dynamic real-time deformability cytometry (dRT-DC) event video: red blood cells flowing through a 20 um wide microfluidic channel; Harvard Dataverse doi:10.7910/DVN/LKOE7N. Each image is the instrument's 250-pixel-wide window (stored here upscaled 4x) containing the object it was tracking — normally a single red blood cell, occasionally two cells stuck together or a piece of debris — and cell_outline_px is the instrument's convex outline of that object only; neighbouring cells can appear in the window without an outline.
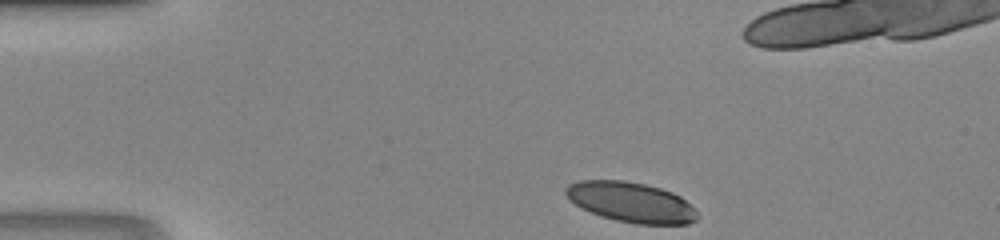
{"species": "human", "species_latin": "Homo sapiens", "temperature_condition": "room temperature", "stored_images_in_passage": 39, "camera_frame_rate_fps": 3000, "um_per_image_px": 0.085, "donor": {"sex": "male"}, "frame": {"image": 1, "passage_image": 1, "time_ms": 0.0, "image_size_px": [1000, 240], "cell_outline_px": [[700, 216], [696, 220], [688, 224], [636, 224], [616, 220], [600, 216], [568, 200], [564, 192], [564, 188], [568, 184], [580, 180], [624, 180], [644, 184], [660, 188], [672, 192], [680, 196]], "centroid_in_image_um": [53.61, 17.18], "position_along_channel_um": 31.4, "area_um2": 30.69}}
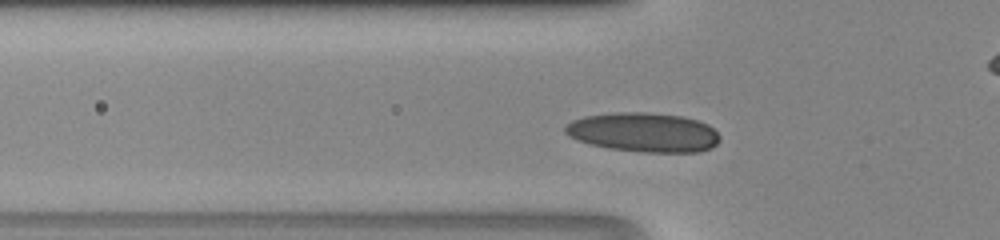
{"frame": {"image": 2, "passage_image": 8, "time_ms": 2.333, "image_size_px": [1000, 240], "cell_outline_px": [[720, 140], [712, 148], [700, 152], [644, 152], [608, 148], [592, 144], [568, 136], [564, 132], [564, 124], [572, 120], [584, 116], [616, 112], [644, 112], [680, 116], [696, 120], [708, 124], [720, 136]], "centroid_in_image_um": [54.7, 11.25], "position_along_channel_um": 71.1, "area_um2": 35.43}}
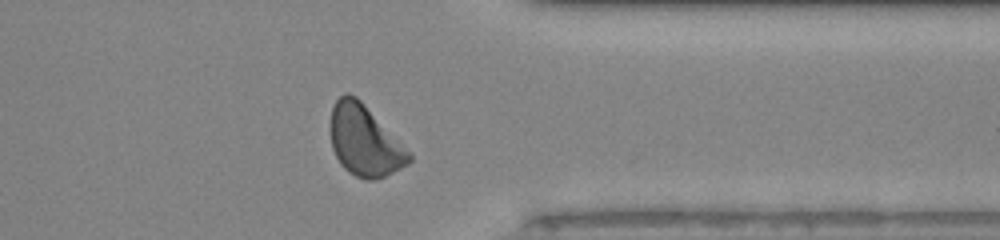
{"frame": {"image": 3, "passage_image": 29, "time_ms": 9.333, "image_size_px": [1000, 240], "cell_outline_px": [[412, 160], [408, 164], [384, 176], [372, 180], [368, 180], [356, 176], [348, 172], [340, 164], [332, 148], [332, 108], [336, 100], [344, 92], [348, 92], [356, 96], [412, 152]], "centroid_in_image_um": [31.02, 11.97], "position_along_channel_um": 380.4, "area_um2": 32.19}}